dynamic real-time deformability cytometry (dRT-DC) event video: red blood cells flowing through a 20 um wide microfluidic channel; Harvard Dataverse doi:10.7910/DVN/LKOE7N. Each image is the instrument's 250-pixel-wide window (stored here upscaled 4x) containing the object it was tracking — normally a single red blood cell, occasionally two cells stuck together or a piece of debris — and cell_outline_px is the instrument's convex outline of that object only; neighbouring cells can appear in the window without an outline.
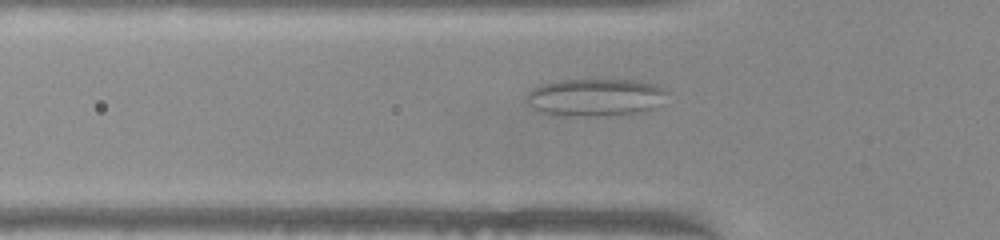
{"species": "common noctule bat (a hibernating species)", "species_latin": "Nyctalus noctula", "temperature_condition": "warm", "stored_images_in_passage": 51, "camera_frame_rate_fps": 3000, "um_per_image_px": 0.085, "animal": {"sex": "female", "body_mass_g": 22.0, "forearm_length_mm": 56.7}, "frame": {"image": 1, "passage_image": 16, "time_ms": 5.0, "image_size_px": [1000, 240], "cell_outline_px": [[668, 92], [648, 112], [628, 116], [564, 116], [544, 112], [528, 104], [528, 92], [540, 84], [556, 80], [636, 80], [656, 84], [664, 88]], "centroid_in_image_um": [50.65, 8.29], "position_along_channel_um": 75.1, "area_um2": 31.04}}
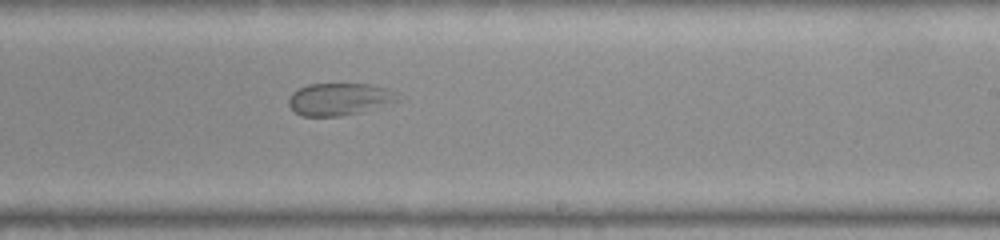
{"frame": {"image": 2, "passage_image": 30, "time_ms": 9.667, "image_size_px": [1000, 240], "cell_outline_px": [[400, 92], [396, 100], [360, 112], [340, 116], [304, 116], [296, 112], [288, 104], [288, 100], [292, 92], [308, 84], [372, 84], [388, 88]], "centroid_in_image_um": [28.83, 8.41], "position_along_channel_um": 260.2, "area_um2": 20.29}}
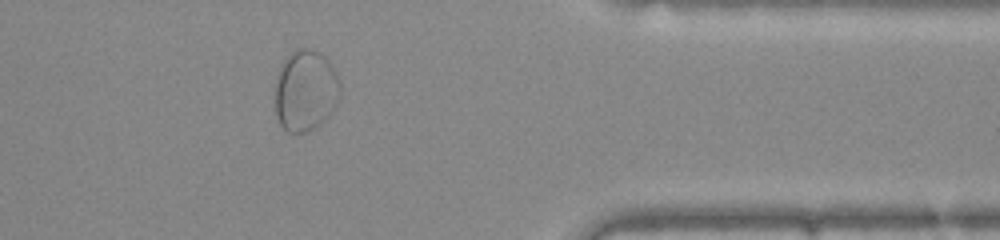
{"frame": {"image": 3, "passage_image": 41, "time_ms": 13.333, "image_size_px": [1000, 240], "cell_outline_px": [[340, 92], [336, 104], [328, 116], [324, 120], [312, 128], [304, 132], [288, 132], [280, 124], [276, 116], [276, 80], [280, 68], [284, 60], [296, 48], [312, 48], [320, 52], [332, 64], [336, 72], [340, 84]], "centroid_in_image_um": [25.98, 7.66], "position_along_channel_um": 385.4, "area_um2": 30.63}}